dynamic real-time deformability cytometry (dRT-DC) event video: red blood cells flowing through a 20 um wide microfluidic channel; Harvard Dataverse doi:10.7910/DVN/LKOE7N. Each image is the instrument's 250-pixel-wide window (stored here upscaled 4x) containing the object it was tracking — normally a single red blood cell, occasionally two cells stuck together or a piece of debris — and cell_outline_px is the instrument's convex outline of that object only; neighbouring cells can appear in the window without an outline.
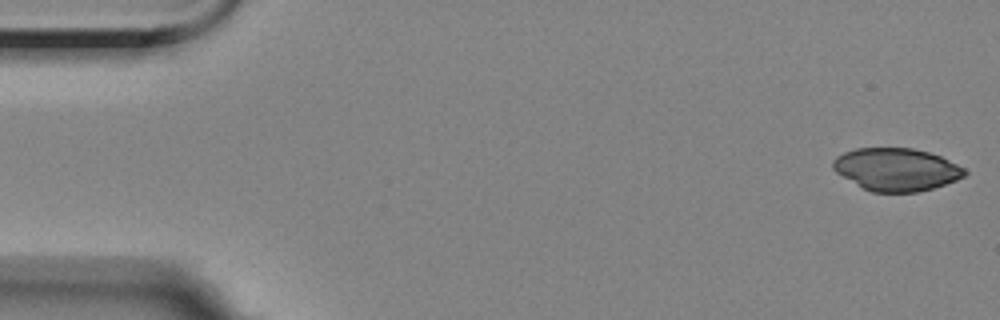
{"species": "Egyptian fruit bat (a non-hibernating species)", "species_latin": "Rousettus aegyptiacus", "temperature_condition": "room temperature", "stored_images_in_passage": 14, "camera_frame_rate_fps": 3000, "um_per_image_px": 0.085, "animal": {"sex": "female"}, "frame": {"image": 1, "passage_image": 1, "time_ms": 0.0, "image_size_px": [1000, 320], "cell_outline_px": [[968, 172], [964, 176], [956, 180], [932, 188], [916, 192], [872, 192], [864, 188], [836, 172], [832, 168], [832, 160], [836, 156], [844, 152], [856, 148], [912, 148], [928, 152], [940, 156], [964, 168]], "centroid_in_image_um": [76.17, 14.39], "position_along_channel_um": 8.8, "area_um2": 32.48}}
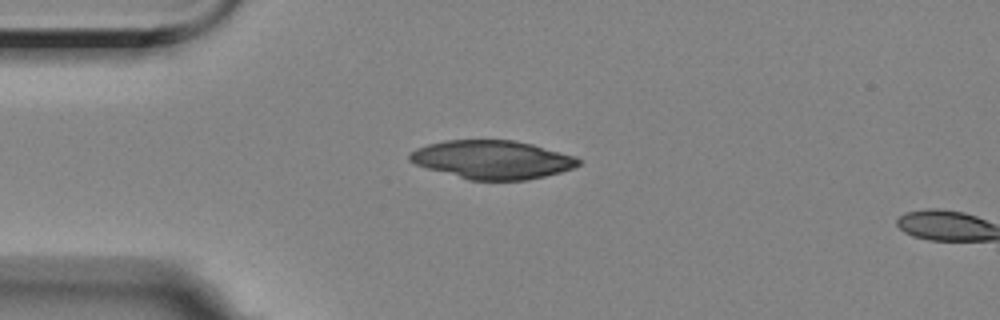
{"frame": {"image": 2, "passage_image": 13, "time_ms": 4.0, "image_size_px": [1000, 320], "cell_outline_px": [[580, 164], [572, 168], [560, 172], [528, 180], [468, 180], [428, 168], [416, 164], [408, 160], [408, 156], [416, 148], [428, 144], [444, 140], [512, 140], [532, 144], [576, 156], [580, 160]], "centroid_in_image_um": [41.84, 13.57], "position_along_channel_um": 43.2, "area_um2": 37.69}}